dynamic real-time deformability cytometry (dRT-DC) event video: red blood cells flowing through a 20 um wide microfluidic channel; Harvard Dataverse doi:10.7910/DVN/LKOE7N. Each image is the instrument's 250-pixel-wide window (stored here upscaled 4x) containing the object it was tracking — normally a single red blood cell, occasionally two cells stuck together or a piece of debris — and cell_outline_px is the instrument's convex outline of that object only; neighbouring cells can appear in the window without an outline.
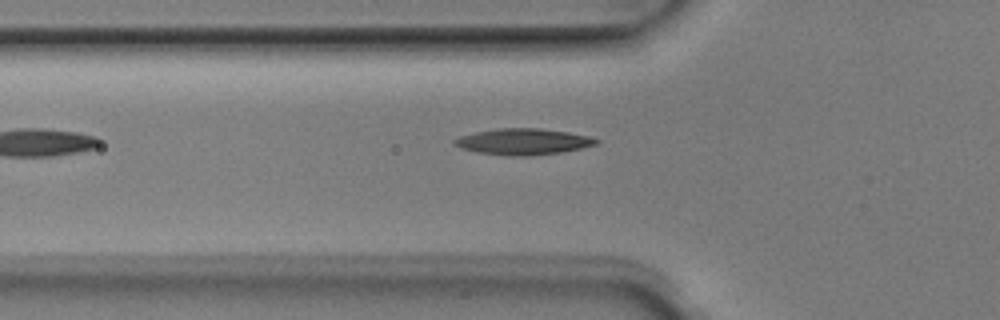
{"species": "Egyptian fruit bat (a non-hibernating species)", "species_latin": "Rousettus aegyptiacus", "temperature_condition": "room temperature", "stored_images_in_passage": 6, "camera_frame_rate_fps": 3000, "um_per_image_px": 0.085, "animal": {"sex": "male"}, "frame": {"image": 1, "passage_image": 6, "time_ms": 1.667, "image_size_px": [1000, 320], "cell_outline_px": [[600, 140], [596, 144], [580, 148], [560, 152], [528, 156], [508, 156], [476, 152], [460, 148], [452, 144], [452, 140], [460, 136], [476, 132], [496, 128], [540, 128], [568, 132], [588, 136]], "centroid_in_image_um": [44.41, 12.04], "position_along_channel_um": 81.4, "area_um2": 21.62}}